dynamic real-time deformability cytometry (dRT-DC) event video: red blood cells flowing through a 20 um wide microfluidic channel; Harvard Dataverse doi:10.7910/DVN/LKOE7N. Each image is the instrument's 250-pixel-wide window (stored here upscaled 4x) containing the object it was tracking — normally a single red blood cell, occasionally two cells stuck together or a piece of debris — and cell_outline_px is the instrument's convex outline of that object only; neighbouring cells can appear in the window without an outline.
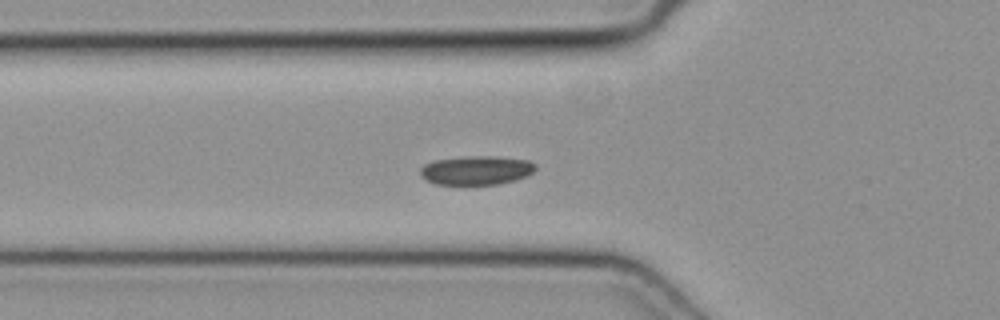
{"species": "common noctule bat (a hibernating species)", "species_latin": "Nyctalus noctula", "temperature_condition": "cold", "stored_images_in_passage": 39, "camera_frame_rate_fps": 3000, "um_per_image_px": 0.085, "animal": {"sex": "female", "body_mass_g": 19.3, "forearm_length_mm": 54.1}, "frame": {"image": 1, "passage_image": 8, "time_ms": 2.333, "image_size_px": [1000, 320], "cell_outline_px": [[536, 168], [528, 176], [516, 180], [500, 184], [436, 184], [424, 180], [420, 176], [420, 168], [424, 164], [432, 160], [468, 156], [496, 156], [528, 160], [536, 164]], "centroid_in_image_um": [40.48, 14.47], "position_along_channel_um": 85.3, "area_um2": 19.71}}
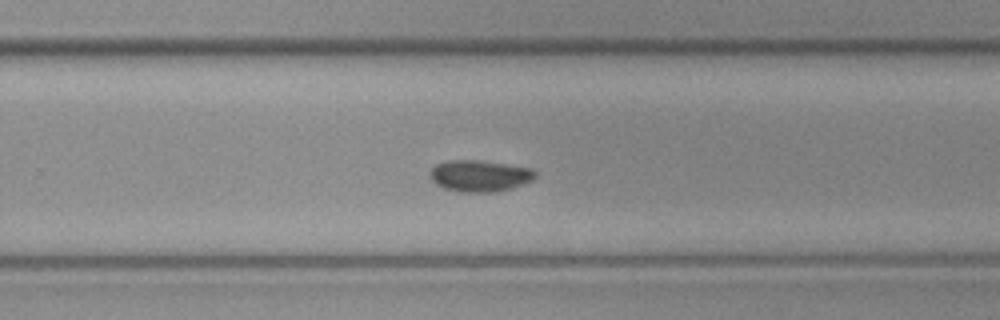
{"frame": {"image": 2, "passage_image": 23, "time_ms": 7.333, "image_size_px": [1000, 320], "cell_outline_px": [[536, 176], [532, 180], [524, 184], [512, 188], [496, 192], [456, 192], [444, 188], [436, 184], [428, 176], [428, 172], [436, 164], [452, 160], [480, 160], [532, 168], [536, 172]], "centroid_in_image_um": [40.76, 14.95], "position_along_channel_um": 289.0, "area_um2": 19.54}}
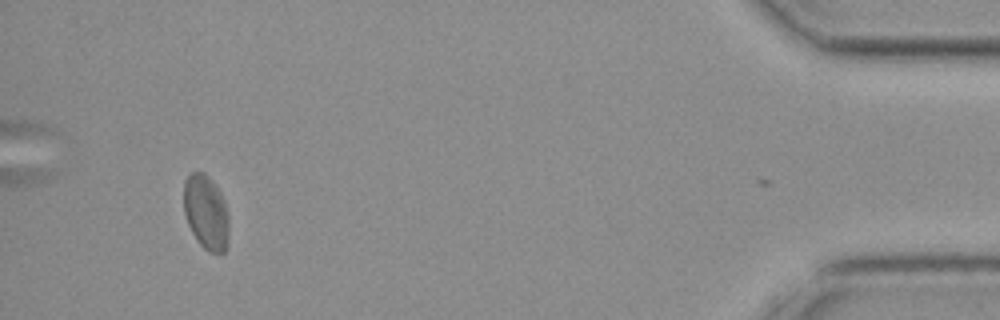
{"frame": {"image": 3, "passage_image": 38, "time_ms": 12.333, "image_size_px": [1000, 320], "cell_outline_px": [[228, 244], [224, 252], [208, 252], [196, 240], [188, 224], [184, 212], [184, 180], [192, 172], [204, 172], [208, 176], [220, 192], [224, 200], [228, 216]], "centroid_in_image_um": [17.51, 18.05], "position_along_channel_um": 417.7, "area_um2": 19.59}}